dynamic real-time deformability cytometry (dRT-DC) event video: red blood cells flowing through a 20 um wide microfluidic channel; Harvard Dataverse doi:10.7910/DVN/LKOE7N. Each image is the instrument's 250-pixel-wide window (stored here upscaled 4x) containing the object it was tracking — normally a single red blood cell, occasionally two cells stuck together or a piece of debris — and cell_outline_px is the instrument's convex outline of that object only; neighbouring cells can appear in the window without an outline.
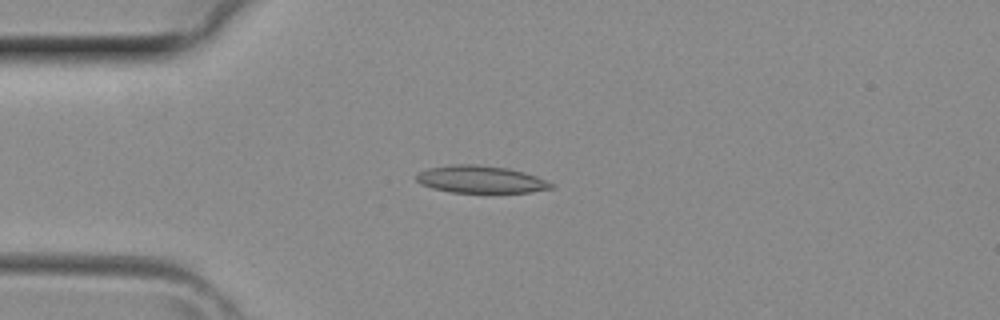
{"species": "common noctule bat (a hibernating species)", "species_latin": "Nyctalus noctula", "temperature_condition": "room temperature", "stored_images_in_passage": 3, "camera_frame_rate_fps": 3000, "um_per_image_px": 0.085, "animal": {"sex": "female", "body_mass_g": 29.2, "forearm_length_mm": 56.3}, "frame": {"image": 1, "passage_image": 3, "time_ms": 0.667, "image_size_px": [1000, 320], "cell_outline_px": [[552, 188], [532, 192], [452, 192], [432, 188], [420, 184], [416, 180], [416, 176], [420, 172], [428, 168], [452, 164], [476, 164], [508, 168], [524, 172], [536, 176], [552, 184]], "centroid_in_image_um": [40.82, 15.24], "position_along_channel_um": 44.2, "area_um2": 21.27}}